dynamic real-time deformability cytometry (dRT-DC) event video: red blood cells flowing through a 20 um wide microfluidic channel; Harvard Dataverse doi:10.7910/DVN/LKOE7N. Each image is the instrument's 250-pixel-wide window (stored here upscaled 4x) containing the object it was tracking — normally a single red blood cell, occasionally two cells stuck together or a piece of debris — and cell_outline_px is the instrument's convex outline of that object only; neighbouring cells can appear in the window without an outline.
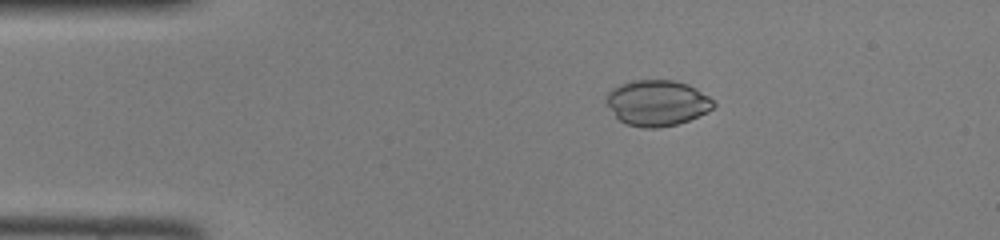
{"species": "common noctule bat (a hibernating species)", "species_latin": "Nyctalus noctula", "temperature_condition": "room temperature", "stored_images_in_passage": 46, "camera_frame_rate_fps": 3000, "um_per_image_px": 0.085, "animal": {"sex": "female", "body_mass_g": 22.0, "forearm_length_mm": 56.7}, "frame": {"image": 1, "passage_image": 8, "time_ms": 2.333, "image_size_px": [1000, 240], "cell_outline_px": [[716, 104], [708, 112], [688, 120], [676, 124], [656, 128], [644, 128], [624, 124], [616, 116], [604, 100], [608, 92], [612, 88], [620, 84], [632, 80], [672, 80], [688, 84], [708, 96]], "centroid_in_image_um": [55.83, 8.75], "position_along_channel_um": 29.2, "area_um2": 28.55}}
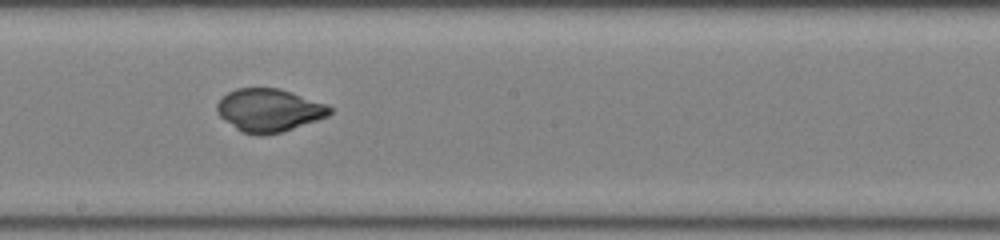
{"frame": {"image": 2, "passage_image": 25, "time_ms": 8.0, "image_size_px": [1000, 240], "cell_outline_px": [[332, 112], [328, 116], [280, 132], [260, 136], [240, 132], [224, 120], [216, 112], [216, 104], [228, 92], [236, 88], [280, 88], [328, 104], [332, 108]], "centroid_in_image_um": [22.85, 9.36], "position_along_channel_um": 225.3, "area_um2": 28.26}}
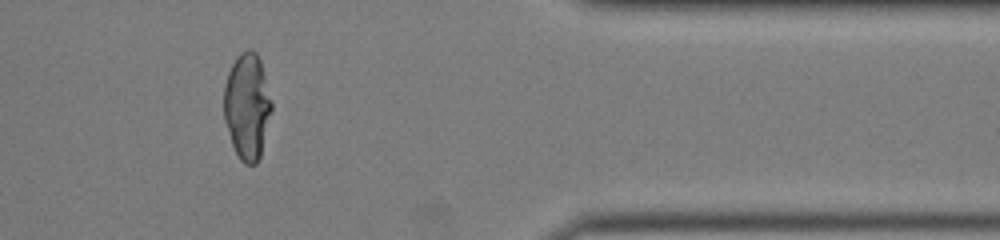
{"frame": {"image": 3, "passage_image": 38, "time_ms": 12.333, "image_size_px": [1000, 240], "cell_outline_px": [[272, 108], [260, 156], [256, 164], [244, 164], [240, 160], [232, 144], [224, 120], [224, 84], [228, 72], [236, 56], [240, 52], [248, 48], [256, 52], [260, 60], [272, 100]], "centroid_in_image_um": [21.0, 9.01], "position_along_channel_um": 390.4, "area_um2": 29.54}}